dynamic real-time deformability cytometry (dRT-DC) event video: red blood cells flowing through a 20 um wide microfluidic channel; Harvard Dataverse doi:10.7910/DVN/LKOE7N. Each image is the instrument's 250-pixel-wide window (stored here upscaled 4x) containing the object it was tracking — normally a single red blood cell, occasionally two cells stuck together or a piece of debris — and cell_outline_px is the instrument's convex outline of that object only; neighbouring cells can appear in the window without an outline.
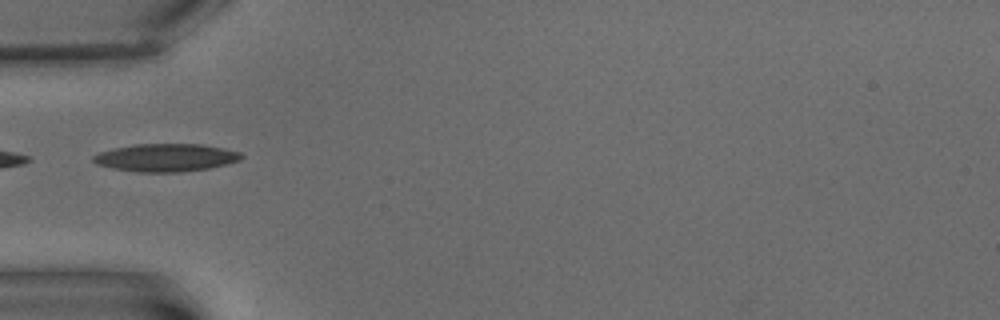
{"species": "common noctule bat (a hibernating species)", "species_latin": "Nyctalus noctula", "temperature_condition": "warm", "stored_images_in_passage": 1, "camera_frame_rate_fps": 3000, "um_per_image_px": 0.085, "animal": {"sex": "male", "body_mass_g": 15.6}, "frame": {"image": 1, "passage_image": 1, "time_ms": 0.0, "image_size_px": [1000, 320], "cell_outline_px": [[244, 156], [240, 160], [208, 168], [180, 172], [136, 172], [112, 168], [96, 164], [92, 160], [92, 156], [100, 152], [112, 148], [136, 144], [200, 144], [224, 148], [240, 152]], "centroid_in_image_um": [14.07, 13.39], "position_along_channel_um": 70.9, "area_um2": 23.99}}